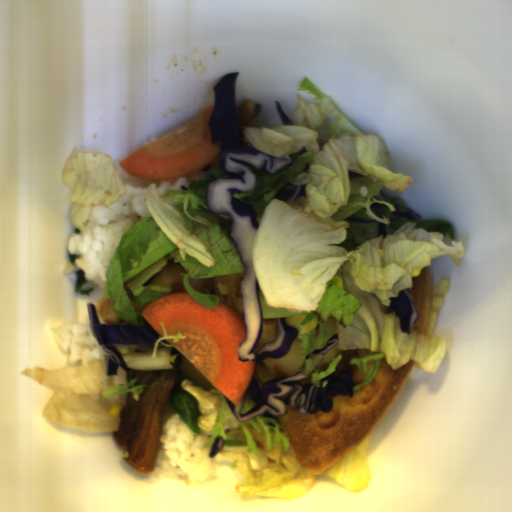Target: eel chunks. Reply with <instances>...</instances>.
Instances as JSON below:
<instances>
[{"instance_id":"eel-chunks-1","label":"eel chunks","mask_w":512,"mask_h":512,"mask_svg":"<svg viewBox=\"0 0 512 512\" xmlns=\"http://www.w3.org/2000/svg\"><path fill=\"white\" fill-rule=\"evenodd\" d=\"M176 368L134 370L128 368V383L146 385L139 400L127 393L126 404L120 413L117 431H110L120 446L125 447L124 458L139 474L155 471L161 437L163 410L172 388L178 383Z\"/></svg>"}]
</instances>
